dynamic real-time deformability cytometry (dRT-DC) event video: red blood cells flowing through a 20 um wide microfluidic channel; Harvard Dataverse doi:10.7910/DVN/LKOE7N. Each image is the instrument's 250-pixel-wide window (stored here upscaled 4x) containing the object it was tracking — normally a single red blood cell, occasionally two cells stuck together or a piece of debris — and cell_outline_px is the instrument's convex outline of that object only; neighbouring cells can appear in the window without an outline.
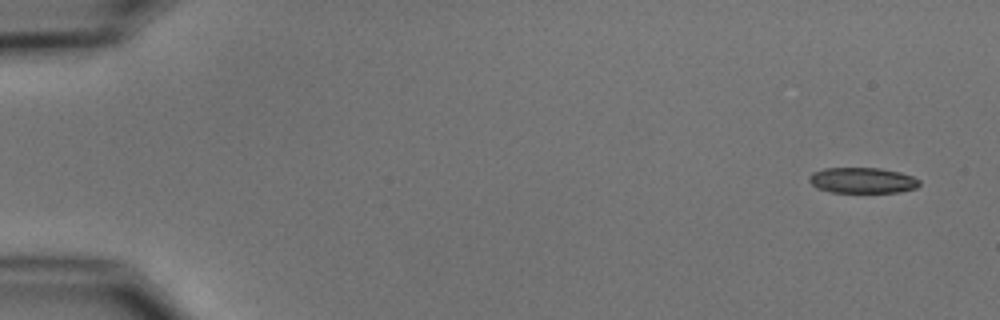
{"species": "common noctule bat (a hibernating species)", "species_latin": "Nyctalus noctula", "temperature_condition": "cold", "stored_images_in_passage": 5, "camera_frame_rate_fps": 3000, "um_per_image_px": 0.085, "animal": {"sex": "male", "body_mass_g": 15.6}, "frame": {"image": 1, "passage_image": 1, "time_ms": 0.0, "image_size_px": [1000, 320], "cell_outline_px": [[920, 184], [916, 188], [900, 192], [832, 192], [816, 188], [808, 180], [808, 176], [812, 172], [824, 168], [880, 168], [900, 172], [912, 176], [920, 180]], "centroid_in_image_um": [73.29, 15.33], "position_along_channel_um": 11.7, "area_um2": 16.59}}
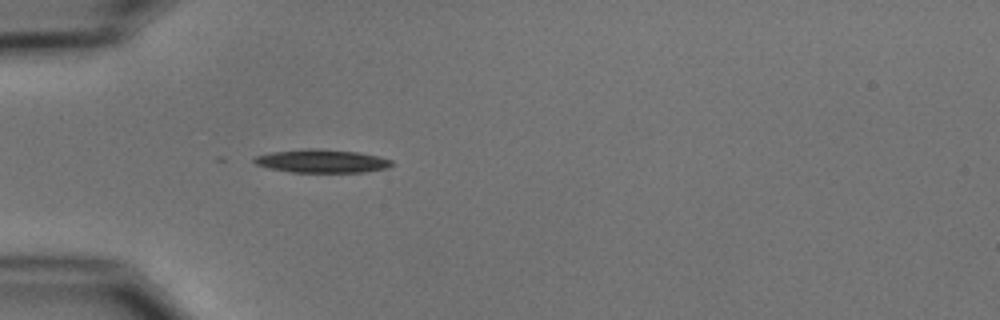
{"frame": {"image": 2, "passage_image": 5, "time_ms": 4.667, "image_size_px": [1000, 320], "cell_outline_px": [[392, 164], [388, 168], [364, 172], [292, 172], [268, 168], [256, 164], [252, 160], [256, 156], [272, 152], [304, 148], [316, 148], [360, 152], [380, 156], [392, 160]], "centroid_in_image_um": [27.37, 13.68], "position_along_channel_um": 57.6, "area_um2": 18.79}}